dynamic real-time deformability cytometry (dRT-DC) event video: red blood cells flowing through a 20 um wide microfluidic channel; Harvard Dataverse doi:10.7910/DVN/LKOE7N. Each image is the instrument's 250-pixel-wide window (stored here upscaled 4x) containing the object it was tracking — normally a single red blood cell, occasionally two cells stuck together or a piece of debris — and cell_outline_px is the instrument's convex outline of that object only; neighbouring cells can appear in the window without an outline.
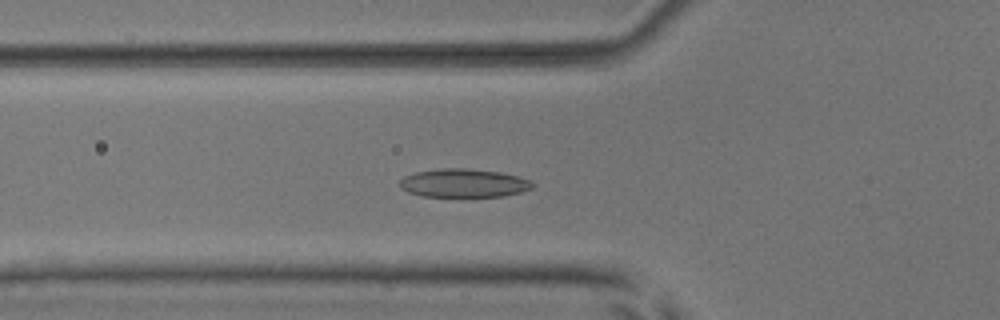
{"species": "common noctule bat (a hibernating species)", "species_latin": "Nyctalus noctula", "temperature_condition": "room temperature", "stored_images_in_passage": 40, "camera_frame_rate_fps": 3000, "um_per_image_px": 0.085, "animal": {"sex": "male", "body_mass_g": 17.9, "forearm_length_mm": 54.2}, "frame": {"image": 1, "passage_image": 7, "time_ms": 2.0, "image_size_px": [1000, 320], "cell_outline_px": [[536, 184], [532, 188], [520, 192], [504, 196], [420, 196], [408, 192], [400, 188], [400, 180], [404, 176], [416, 172], [440, 168], [468, 168], [500, 172], [520, 176], [532, 180]], "centroid_in_image_um": [39.44, 15.55], "position_along_channel_um": 86.4, "area_um2": 22.2}}
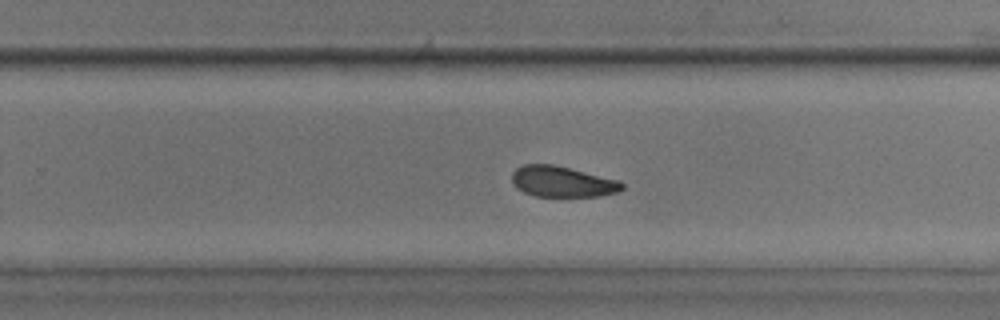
{"frame": {"image": 2, "passage_image": 22, "time_ms": 7.0, "image_size_px": [1000, 320], "cell_outline_px": [[624, 188], [616, 192], [600, 196], [536, 196], [524, 192], [516, 188], [512, 184], [512, 172], [516, 168], [524, 164], [552, 164], [616, 180], [624, 184]], "centroid_in_image_um": [47.73, 15.44], "position_along_channel_um": 282.1, "area_um2": 19.48}}
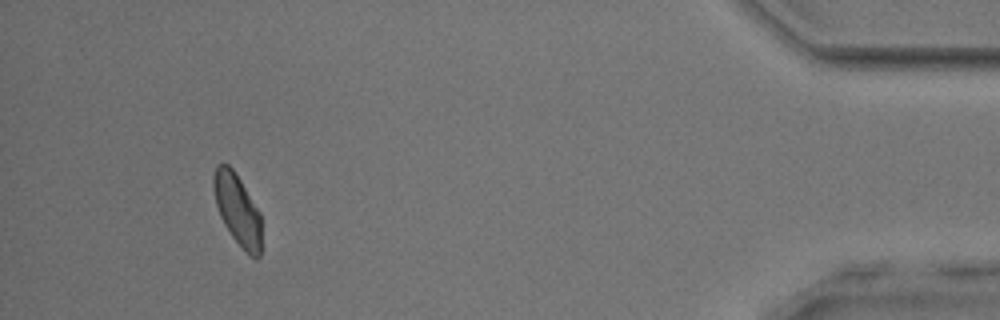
{"frame": {"image": 3, "passage_image": 37, "time_ms": 12.0, "image_size_px": [1000, 320], "cell_outline_px": [[260, 256], [256, 260], [232, 236], [224, 224], [220, 216], [216, 204], [212, 184], [212, 176], [216, 164], [228, 164], [232, 168], [240, 180], [260, 212]], "centroid_in_image_um": [20.15, 17.76], "position_along_channel_um": 415.1, "area_um2": 19.48}, "authors_computed_cell_mechanics": {"area_um2": 20.7213, "velocity_mm_per_s": 3.9265, "shape_relaxation_time_tau1_ms": 3.6834, "shape_relaxation_time_tau2_ms": 5.4084, "deformation_change_tau1": 0.109, "deformation_change_tau2": 0.0857}}